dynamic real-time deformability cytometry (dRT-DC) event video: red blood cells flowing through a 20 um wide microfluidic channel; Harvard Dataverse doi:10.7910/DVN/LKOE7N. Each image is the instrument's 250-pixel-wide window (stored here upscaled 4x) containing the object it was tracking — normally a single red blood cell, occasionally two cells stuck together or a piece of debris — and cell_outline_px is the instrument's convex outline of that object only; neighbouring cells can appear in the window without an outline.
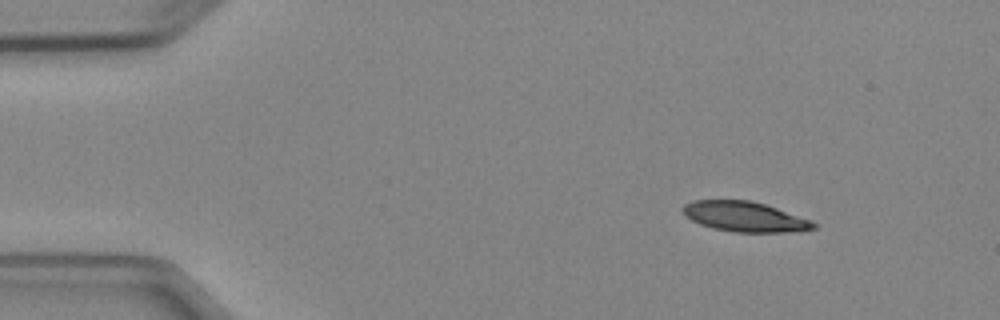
{"species": "Egyptian fruit bat (a non-hibernating species)", "species_latin": "Rousettus aegyptiacus", "temperature_condition": "cold", "stored_images_in_passage": 4, "camera_frame_rate_fps": 3000, "um_per_image_px": 0.085, "animal": {"sex": "female"}, "frame": {"image": 1, "passage_image": 2, "time_ms": 1.333, "image_size_px": [1000, 320], "cell_outline_px": [[820, 224], [816, 228], [784, 232], [736, 232], [712, 228], [700, 224], [684, 216], [680, 208], [684, 204], [692, 200], [748, 200], [764, 204], [812, 220]], "centroid_in_image_um": [63.27, 18.41], "position_along_channel_um": 21.7, "area_um2": 22.95}}